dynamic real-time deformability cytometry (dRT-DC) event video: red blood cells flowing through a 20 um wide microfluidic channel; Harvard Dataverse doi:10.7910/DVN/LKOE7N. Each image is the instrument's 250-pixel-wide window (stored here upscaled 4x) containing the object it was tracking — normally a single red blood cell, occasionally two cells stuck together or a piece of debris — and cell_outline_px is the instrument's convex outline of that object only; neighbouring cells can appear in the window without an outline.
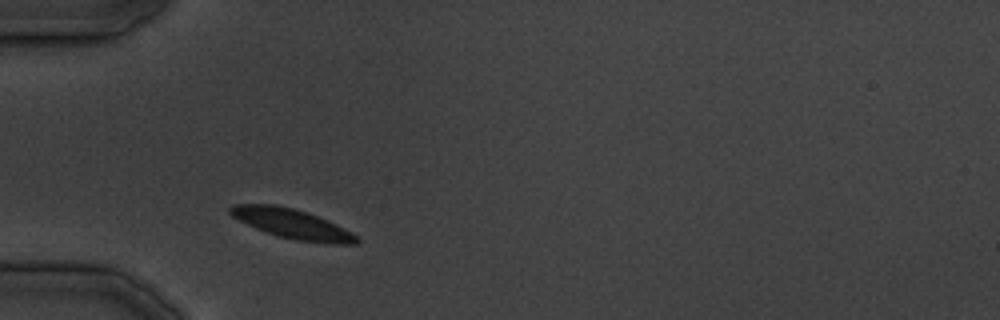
{"species": "common noctule bat (a hibernating species)", "species_latin": "Nyctalus noctula", "temperature_condition": "cold", "stored_images_in_passage": 9, "camera_frame_rate_fps": 3000, "um_per_image_px": 0.085, "animal": {"sex": "male", "body_mass_g": 19.5, "forearm_length_mm": 54.6}, "frame": {"image": 1, "passage_image": 1, "time_ms": 0.0, "image_size_px": [1000, 320], "cell_outline_px": [[360, 240], [356, 244], [328, 244], [296, 240], [276, 236], [256, 228], [232, 216], [228, 212], [228, 208], [232, 204], [272, 204], [292, 208], [328, 220], [360, 236]], "centroid_in_image_um": [24.86, 19.04], "position_along_channel_um": 60.1, "area_um2": 21.85}}